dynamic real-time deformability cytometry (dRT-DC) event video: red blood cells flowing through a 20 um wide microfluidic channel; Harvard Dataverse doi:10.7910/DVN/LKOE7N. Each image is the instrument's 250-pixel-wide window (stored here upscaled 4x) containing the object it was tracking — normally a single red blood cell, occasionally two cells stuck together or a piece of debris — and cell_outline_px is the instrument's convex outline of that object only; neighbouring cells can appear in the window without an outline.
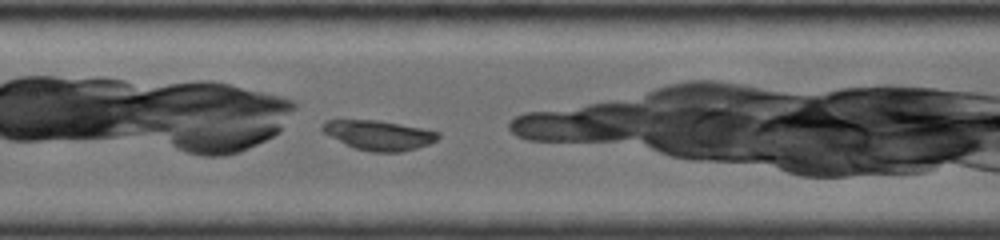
{"species": "common noctule bat (a hibernating species)", "species_latin": "Nyctalus noctula", "temperature_condition": "room temperature", "stored_images_in_passage": 10, "camera_frame_rate_fps": 4000, "um_per_image_px": 0.085, "animal": {"sex": "female", "body_mass_g": 19.0, "forearm_length_mm": 56.7}, "frame": {"image": 1, "passage_image": 7, "time_ms": 2.5, "image_size_px": [1000, 240], "cell_outline_px": [[440, 136], [436, 140], [428, 144], [416, 148], [400, 152], [372, 152], [356, 148], [344, 144], [324, 132], [320, 128], [328, 120], [380, 120], [440, 132]], "centroid_in_image_um": [32.21, 11.49], "position_along_channel_um": 175.2, "area_um2": 19.77}}